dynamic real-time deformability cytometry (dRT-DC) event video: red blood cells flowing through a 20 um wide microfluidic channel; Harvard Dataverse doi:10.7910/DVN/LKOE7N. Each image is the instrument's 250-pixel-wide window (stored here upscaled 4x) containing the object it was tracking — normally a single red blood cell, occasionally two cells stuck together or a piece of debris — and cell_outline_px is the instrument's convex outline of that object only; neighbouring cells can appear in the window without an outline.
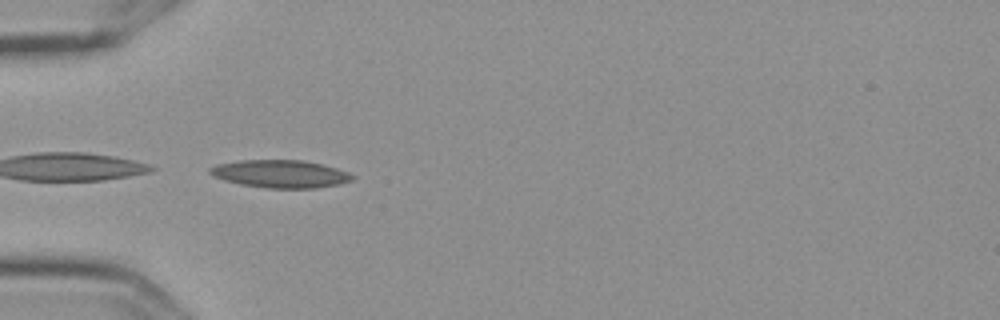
{"species": "Egyptian fruit bat (a non-hibernating species)", "species_latin": "Rousettus aegyptiacus", "temperature_condition": "cold", "stored_images_in_passage": 3, "camera_frame_rate_fps": 3000, "um_per_image_px": 0.085, "frame": {"image": 1, "passage_image": 2, "time_ms": 0.333, "image_size_px": [1000, 320], "cell_outline_px": [[356, 176], [352, 180], [336, 184], [316, 188], [264, 188], [240, 184], [224, 180], [212, 176], [208, 172], [208, 168], [216, 164], [240, 160], [304, 160], [336, 168], [348, 172]], "centroid_in_image_um": [23.78, 14.77], "position_along_channel_um": 61.2, "area_um2": 23.06}}